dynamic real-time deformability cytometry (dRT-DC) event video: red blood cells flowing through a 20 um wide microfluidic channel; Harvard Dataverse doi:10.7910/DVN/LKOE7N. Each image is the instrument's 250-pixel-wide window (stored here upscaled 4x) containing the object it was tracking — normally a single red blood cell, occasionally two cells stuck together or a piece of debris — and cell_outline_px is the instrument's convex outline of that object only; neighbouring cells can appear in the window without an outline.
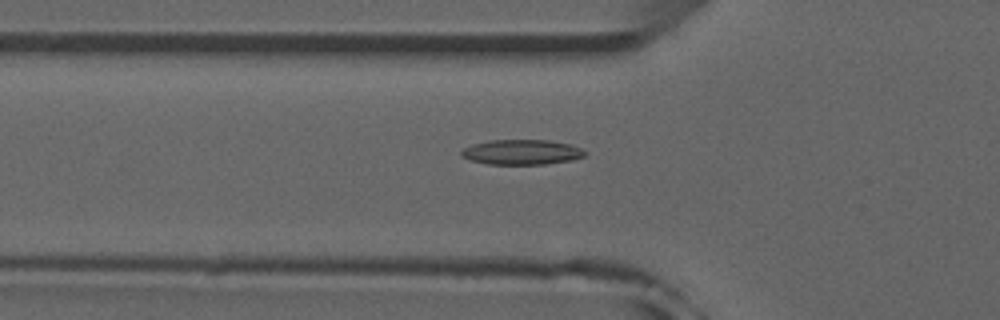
{"species": "common noctule bat (a hibernating species)", "species_latin": "Nyctalus noctula", "temperature_condition": "room temperature", "stored_images_in_passage": 44, "camera_frame_rate_fps": 3000, "um_per_image_px": 0.085, "animal": {"sex": "male", "forearm_length_mm": 52.5}, "frame": {"image": 1, "passage_image": 13, "time_ms": 4.0, "image_size_px": [1000, 320], "cell_outline_px": [[588, 152], [584, 156], [572, 160], [544, 164], [488, 164], [472, 160], [460, 156], [460, 152], [464, 148], [472, 144], [488, 140], [548, 140], [572, 144]], "centroid_in_image_um": [44.36, 12.92], "position_along_channel_um": 81.4, "area_um2": 18.09}}
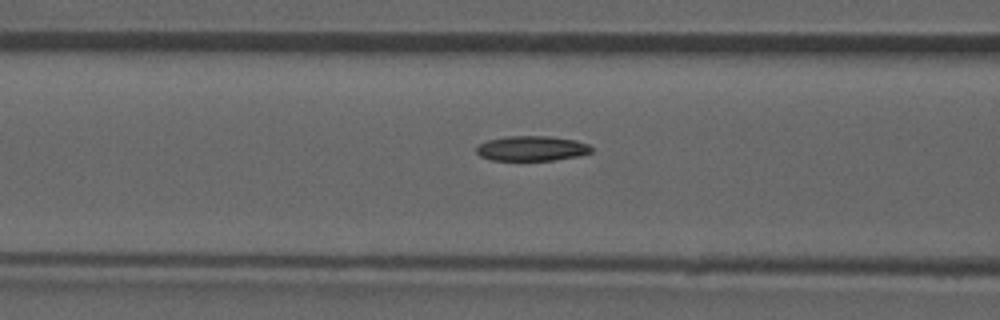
{"frame": {"image": 2, "passage_image": 16, "time_ms": 5.0, "image_size_px": [1000, 320], "cell_outline_px": [[592, 152], [580, 156], [552, 160], [492, 160], [480, 156], [476, 152], [476, 148], [480, 144], [488, 140], [508, 136], [548, 136], [576, 140], [588, 144], [592, 148]], "centroid_in_image_um": [45.22, 12.61], "position_along_channel_um": 121.4, "area_um2": 16.7}}
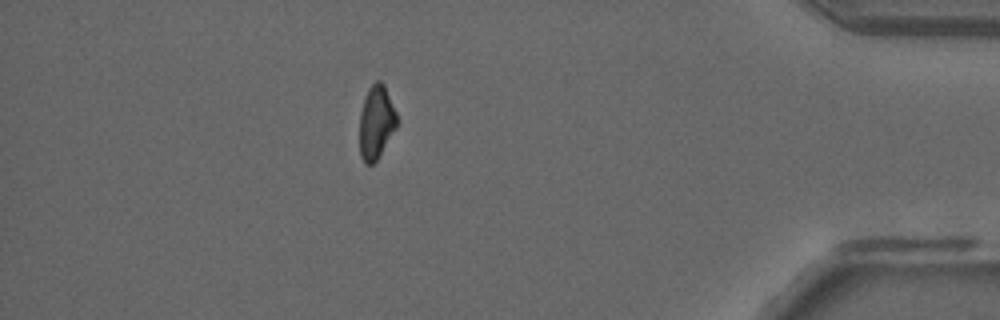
{"frame": {"image": 3, "passage_image": 41, "time_ms": 13.333, "image_size_px": [1000, 320], "cell_outline_px": [[396, 128], [376, 160], [372, 164], [364, 164], [360, 156], [360, 112], [368, 88], [376, 80], [380, 80], [384, 84], [396, 112]], "centroid_in_image_um": [31.96, 10.38], "position_along_channel_um": 403.2, "area_um2": 15.78}}